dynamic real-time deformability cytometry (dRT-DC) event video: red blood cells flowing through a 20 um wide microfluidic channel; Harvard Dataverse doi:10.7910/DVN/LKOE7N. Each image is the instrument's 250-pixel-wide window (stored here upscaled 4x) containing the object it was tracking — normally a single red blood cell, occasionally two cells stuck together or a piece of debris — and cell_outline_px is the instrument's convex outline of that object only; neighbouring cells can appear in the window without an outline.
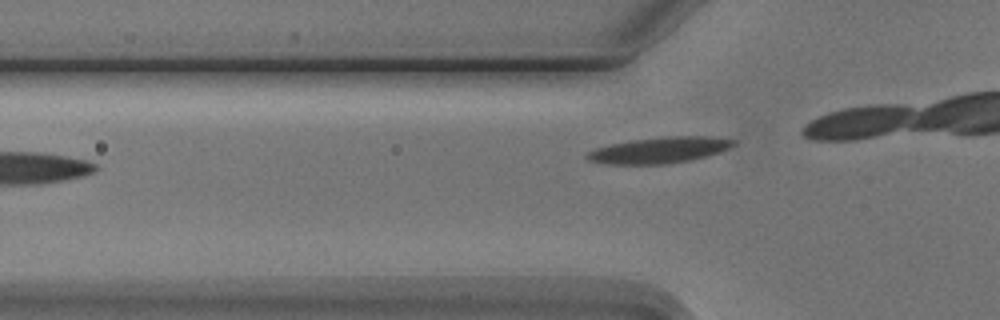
{"species": "Egyptian fruit bat (a non-hibernating species)", "species_latin": "Rousettus aegyptiacus", "temperature_condition": "cold", "stored_images_in_passage": 2, "camera_frame_rate_fps": 3000, "um_per_image_px": 0.085, "animal": {"sex": "male"}, "frame": {"image": 1, "passage_image": 2, "time_ms": 1.333, "image_size_px": [1000, 320], "cell_outline_px": [[736, 144], [720, 152], [688, 160], [664, 164], [608, 164], [588, 160], [584, 156], [588, 152], [596, 148], [628, 140], [664, 136], [712, 136], [736, 140]], "centroid_in_image_um": [56.05, 12.74], "position_along_channel_um": 69.8, "area_um2": 22.2}}